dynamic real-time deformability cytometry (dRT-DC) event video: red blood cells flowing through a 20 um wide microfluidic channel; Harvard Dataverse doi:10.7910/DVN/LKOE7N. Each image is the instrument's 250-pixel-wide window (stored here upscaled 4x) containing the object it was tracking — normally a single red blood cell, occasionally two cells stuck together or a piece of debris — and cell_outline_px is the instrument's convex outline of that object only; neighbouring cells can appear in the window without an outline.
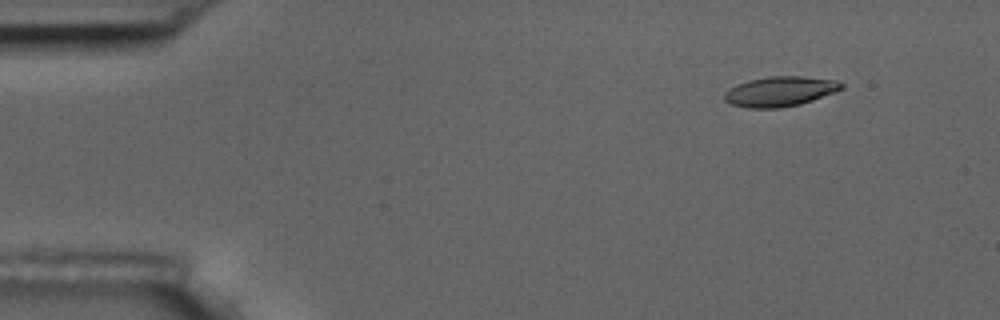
{"species": "common noctule bat (a hibernating species)", "species_latin": "Nyctalus noctula", "temperature_condition": "room temperature", "stored_images_in_passage": 4, "camera_frame_rate_fps": 3000, "um_per_image_px": 0.085, "animal": {"sex": "male", "body_mass_g": 17.5, "forearm_length_mm": 52.3}, "frame": {"image": 1, "passage_image": 2, "time_ms": 1.333, "image_size_px": [1000, 320], "cell_outline_px": [[844, 88], [836, 92], [800, 104], [776, 108], [748, 108], [732, 104], [724, 100], [724, 92], [736, 84], [748, 80], [768, 76], [800, 76], [836, 80], [844, 84]], "centroid_in_image_um": [66.3, 7.76], "position_along_channel_um": 18.7, "area_um2": 20.46}}